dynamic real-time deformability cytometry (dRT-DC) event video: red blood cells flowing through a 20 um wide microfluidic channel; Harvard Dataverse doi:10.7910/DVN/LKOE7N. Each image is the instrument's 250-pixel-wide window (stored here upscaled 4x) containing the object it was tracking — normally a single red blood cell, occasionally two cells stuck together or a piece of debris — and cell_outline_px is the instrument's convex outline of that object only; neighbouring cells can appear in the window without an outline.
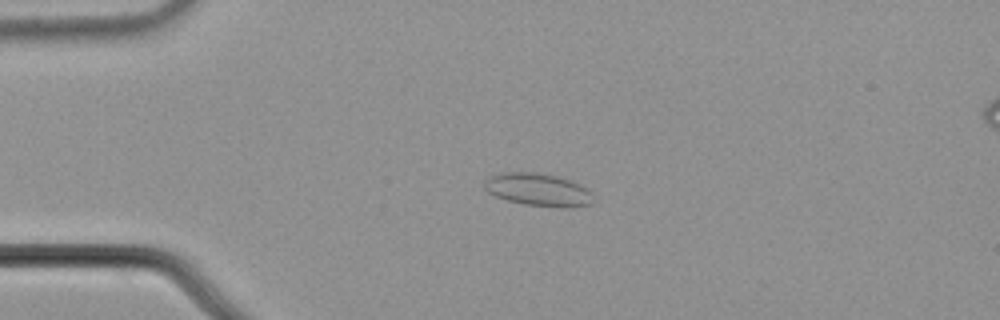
{"species": "common noctule bat (a hibernating species)", "species_latin": "Nyctalus noctula", "temperature_condition": "cold", "stored_images_in_passage": 8, "camera_frame_rate_fps": 3000, "um_per_image_px": 0.085, "animal": {"sex": "male", "body_mass_g": 21.5, "forearm_length_mm": 52.0}, "frame": {"image": 1, "passage_image": 1, "time_ms": 0.0, "image_size_px": [1000, 320], "cell_outline_px": [[592, 204], [572, 208], [556, 208], [524, 204], [508, 200], [496, 196], [488, 192], [484, 188], [484, 180], [492, 176], [504, 172], [536, 172], [556, 176], [568, 180], [584, 188], [588, 192]], "centroid_in_image_um": [45.69, 16.14], "position_along_channel_um": 39.3, "area_um2": 20.46}}